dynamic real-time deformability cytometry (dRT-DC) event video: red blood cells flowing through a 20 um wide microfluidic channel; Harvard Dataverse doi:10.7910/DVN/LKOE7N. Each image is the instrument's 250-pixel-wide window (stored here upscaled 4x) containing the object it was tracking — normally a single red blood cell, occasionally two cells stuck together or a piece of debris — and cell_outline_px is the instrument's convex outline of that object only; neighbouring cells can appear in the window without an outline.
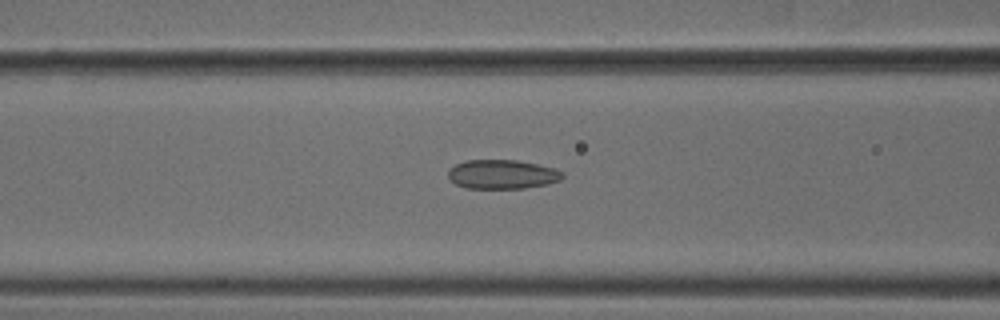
{"species": "common noctule bat (a hibernating species)", "species_latin": "Nyctalus noctula", "temperature_condition": "cold", "stored_images_in_passage": 54, "camera_frame_rate_fps": 3000, "um_per_image_px": 0.085, "animal": {"sex": "male", "body_mass_g": 18.8}, "frame": {"image": 1, "passage_image": 22, "time_ms": 7.0, "image_size_px": [1000, 320], "cell_outline_px": [[564, 176], [560, 180], [548, 184], [524, 188], [464, 188], [456, 184], [448, 176], [448, 172], [456, 164], [464, 160], [516, 160], [556, 168], [564, 172]], "centroid_in_image_um": [42.72, 14.81], "position_along_channel_um": 123.9, "area_um2": 19.42}}
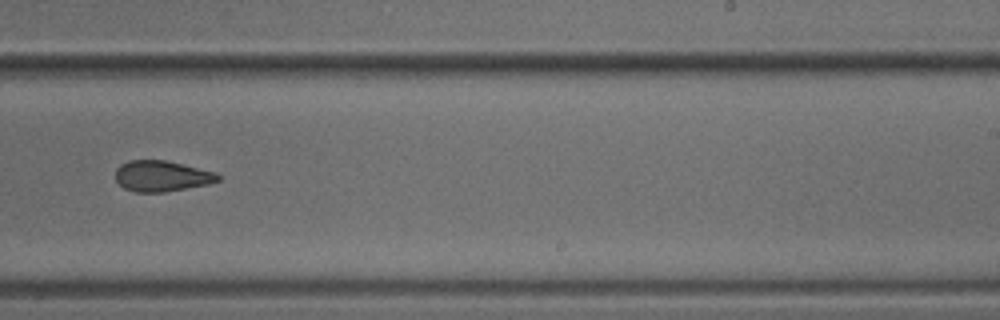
{"frame": {"image": 2, "passage_image": 34, "time_ms": 11.0, "image_size_px": [1000, 320], "cell_outline_px": [[220, 180], [208, 184], [164, 192], [136, 192], [124, 188], [116, 180], [116, 168], [120, 164], [128, 160], [164, 160], [216, 172], [220, 176]], "centroid_in_image_um": [13.73, 14.96], "position_along_channel_um": 275.3, "area_um2": 18.32}}
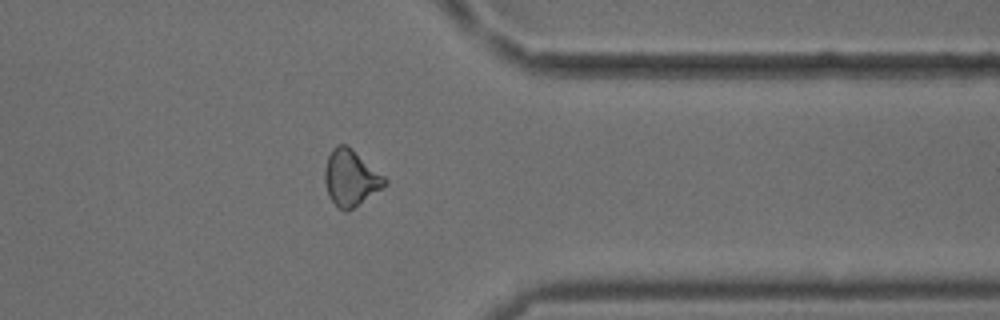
{"frame": {"image": 3, "passage_image": 43, "time_ms": 14.0, "image_size_px": [1000, 320], "cell_outline_px": [[388, 184], [348, 212], [344, 212], [328, 196], [324, 180], [324, 168], [328, 156], [332, 148], [336, 144], [344, 144], [352, 148], [384, 176], [388, 180]], "centroid_in_image_um": [29.8, 15.12], "position_along_channel_um": 381.6, "area_um2": 19.71}, "authors_computed_cell_mechanics": {"area_um2": 19.4208, "velocity_mm_per_s": 3.7775, "shape_relaxation_time_tau1_ms": 10.7158, "shape_relaxation_time_tau2_ms": 2.5842, "deformation_change_tau1": 0.1482, "deformation_change_tau2": 0.0682}}